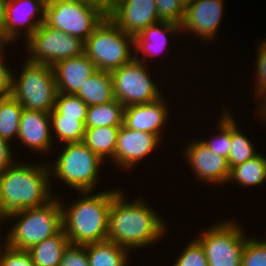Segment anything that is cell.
<instances>
[{
  "label": "cell",
  "mask_w": 266,
  "mask_h": 266,
  "mask_svg": "<svg viewBox=\"0 0 266 266\" xmlns=\"http://www.w3.org/2000/svg\"><path fill=\"white\" fill-rule=\"evenodd\" d=\"M7 1L8 0H0V28H2L5 19Z\"/></svg>",
  "instance_id": "b9f144b4"
},
{
  "label": "cell",
  "mask_w": 266,
  "mask_h": 266,
  "mask_svg": "<svg viewBox=\"0 0 266 266\" xmlns=\"http://www.w3.org/2000/svg\"><path fill=\"white\" fill-rule=\"evenodd\" d=\"M101 7L106 13H108L116 4L117 0H83Z\"/></svg>",
  "instance_id": "ab89813d"
},
{
  "label": "cell",
  "mask_w": 266,
  "mask_h": 266,
  "mask_svg": "<svg viewBox=\"0 0 266 266\" xmlns=\"http://www.w3.org/2000/svg\"><path fill=\"white\" fill-rule=\"evenodd\" d=\"M169 109L162 96L150 103L134 104L124 109L123 125L129 129L162 137L161 129L168 120Z\"/></svg>",
  "instance_id": "e0dca14e"
},
{
  "label": "cell",
  "mask_w": 266,
  "mask_h": 266,
  "mask_svg": "<svg viewBox=\"0 0 266 266\" xmlns=\"http://www.w3.org/2000/svg\"><path fill=\"white\" fill-rule=\"evenodd\" d=\"M107 17L98 5L83 0H47L45 23L85 42Z\"/></svg>",
  "instance_id": "52a82bcc"
},
{
  "label": "cell",
  "mask_w": 266,
  "mask_h": 266,
  "mask_svg": "<svg viewBox=\"0 0 266 266\" xmlns=\"http://www.w3.org/2000/svg\"><path fill=\"white\" fill-rule=\"evenodd\" d=\"M2 52L3 49H0V97L11 95L13 74L12 70L3 62L4 54Z\"/></svg>",
  "instance_id": "74e56055"
},
{
  "label": "cell",
  "mask_w": 266,
  "mask_h": 266,
  "mask_svg": "<svg viewBox=\"0 0 266 266\" xmlns=\"http://www.w3.org/2000/svg\"><path fill=\"white\" fill-rule=\"evenodd\" d=\"M155 3L160 21L182 24L185 7L180 0H155Z\"/></svg>",
  "instance_id": "836d02e7"
},
{
  "label": "cell",
  "mask_w": 266,
  "mask_h": 266,
  "mask_svg": "<svg viewBox=\"0 0 266 266\" xmlns=\"http://www.w3.org/2000/svg\"><path fill=\"white\" fill-rule=\"evenodd\" d=\"M181 31V25L163 21L145 28L134 37V49L136 51L134 58L143 63L144 60L146 61L147 56L158 55L166 48V44H168V36L166 35L174 36ZM140 52L144 54L142 59L138 58Z\"/></svg>",
  "instance_id": "ffe728a7"
},
{
  "label": "cell",
  "mask_w": 266,
  "mask_h": 266,
  "mask_svg": "<svg viewBox=\"0 0 266 266\" xmlns=\"http://www.w3.org/2000/svg\"><path fill=\"white\" fill-rule=\"evenodd\" d=\"M208 227L196 239L203 247L209 266H241L247 241L242 228L233 220Z\"/></svg>",
  "instance_id": "9c48e42d"
},
{
  "label": "cell",
  "mask_w": 266,
  "mask_h": 266,
  "mask_svg": "<svg viewBox=\"0 0 266 266\" xmlns=\"http://www.w3.org/2000/svg\"><path fill=\"white\" fill-rule=\"evenodd\" d=\"M46 5L47 0H8L1 28L7 44L15 42L16 37H19L21 26L27 27L24 36L28 39L45 22ZM38 15L40 18L37 19Z\"/></svg>",
  "instance_id": "7c38bea8"
},
{
  "label": "cell",
  "mask_w": 266,
  "mask_h": 266,
  "mask_svg": "<svg viewBox=\"0 0 266 266\" xmlns=\"http://www.w3.org/2000/svg\"><path fill=\"white\" fill-rule=\"evenodd\" d=\"M25 62L19 78L12 74L11 95L23 108L50 113L58 93L53 66Z\"/></svg>",
  "instance_id": "5b68a950"
},
{
  "label": "cell",
  "mask_w": 266,
  "mask_h": 266,
  "mask_svg": "<svg viewBox=\"0 0 266 266\" xmlns=\"http://www.w3.org/2000/svg\"><path fill=\"white\" fill-rule=\"evenodd\" d=\"M59 266H90L86 245L69 244L62 255Z\"/></svg>",
  "instance_id": "8d00e7d4"
},
{
  "label": "cell",
  "mask_w": 266,
  "mask_h": 266,
  "mask_svg": "<svg viewBox=\"0 0 266 266\" xmlns=\"http://www.w3.org/2000/svg\"><path fill=\"white\" fill-rule=\"evenodd\" d=\"M57 92L75 94L98 69L85 54L64 59L53 65Z\"/></svg>",
  "instance_id": "d6986e66"
},
{
  "label": "cell",
  "mask_w": 266,
  "mask_h": 266,
  "mask_svg": "<svg viewBox=\"0 0 266 266\" xmlns=\"http://www.w3.org/2000/svg\"><path fill=\"white\" fill-rule=\"evenodd\" d=\"M104 162L82 141L66 143L58 155L50 174L78 192L91 191L99 178L100 164Z\"/></svg>",
  "instance_id": "ba28073f"
},
{
  "label": "cell",
  "mask_w": 266,
  "mask_h": 266,
  "mask_svg": "<svg viewBox=\"0 0 266 266\" xmlns=\"http://www.w3.org/2000/svg\"><path fill=\"white\" fill-rule=\"evenodd\" d=\"M160 140L155 134L129 129L122 125L119 128L112 161L126 171L154 151Z\"/></svg>",
  "instance_id": "5bb4252c"
},
{
  "label": "cell",
  "mask_w": 266,
  "mask_h": 266,
  "mask_svg": "<svg viewBox=\"0 0 266 266\" xmlns=\"http://www.w3.org/2000/svg\"><path fill=\"white\" fill-rule=\"evenodd\" d=\"M9 142L0 137V175L13 164V155Z\"/></svg>",
  "instance_id": "f35d334b"
},
{
  "label": "cell",
  "mask_w": 266,
  "mask_h": 266,
  "mask_svg": "<svg viewBox=\"0 0 266 266\" xmlns=\"http://www.w3.org/2000/svg\"><path fill=\"white\" fill-rule=\"evenodd\" d=\"M257 58V81L255 80L254 93L258 99H261L266 96V40L261 42Z\"/></svg>",
  "instance_id": "d590c367"
},
{
  "label": "cell",
  "mask_w": 266,
  "mask_h": 266,
  "mask_svg": "<svg viewBox=\"0 0 266 266\" xmlns=\"http://www.w3.org/2000/svg\"><path fill=\"white\" fill-rule=\"evenodd\" d=\"M131 45L133 48L134 37L106 17L84 42V53L98 70L112 72L134 58Z\"/></svg>",
  "instance_id": "8992f818"
},
{
  "label": "cell",
  "mask_w": 266,
  "mask_h": 266,
  "mask_svg": "<svg viewBox=\"0 0 266 266\" xmlns=\"http://www.w3.org/2000/svg\"><path fill=\"white\" fill-rule=\"evenodd\" d=\"M119 128L109 126L85 128L82 142L103 161L105 158L113 160Z\"/></svg>",
  "instance_id": "cb8c5ba5"
},
{
  "label": "cell",
  "mask_w": 266,
  "mask_h": 266,
  "mask_svg": "<svg viewBox=\"0 0 266 266\" xmlns=\"http://www.w3.org/2000/svg\"><path fill=\"white\" fill-rule=\"evenodd\" d=\"M88 106L115 100L111 72L97 70L75 93Z\"/></svg>",
  "instance_id": "44dd1931"
},
{
  "label": "cell",
  "mask_w": 266,
  "mask_h": 266,
  "mask_svg": "<svg viewBox=\"0 0 266 266\" xmlns=\"http://www.w3.org/2000/svg\"><path fill=\"white\" fill-rule=\"evenodd\" d=\"M50 120L53 130L51 132L55 133L56 139L63 142V145L83 140L85 125L77 118H50Z\"/></svg>",
  "instance_id": "f546056e"
},
{
  "label": "cell",
  "mask_w": 266,
  "mask_h": 266,
  "mask_svg": "<svg viewBox=\"0 0 266 266\" xmlns=\"http://www.w3.org/2000/svg\"><path fill=\"white\" fill-rule=\"evenodd\" d=\"M259 102H260L259 103L260 106H259V109H258V113L257 114L260 113L259 116L262 117V120L264 119L263 120L264 122H266V96L264 98H262V100H259Z\"/></svg>",
  "instance_id": "60d3db41"
},
{
  "label": "cell",
  "mask_w": 266,
  "mask_h": 266,
  "mask_svg": "<svg viewBox=\"0 0 266 266\" xmlns=\"http://www.w3.org/2000/svg\"><path fill=\"white\" fill-rule=\"evenodd\" d=\"M9 217L18 221L7 232L6 245L18 250H29L62 230L60 199L55 197L42 206L12 212L5 219Z\"/></svg>",
  "instance_id": "277c9868"
},
{
  "label": "cell",
  "mask_w": 266,
  "mask_h": 266,
  "mask_svg": "<svg viewBox=\"0 0 266 266\" xmlns=\"http://www.w3.org/2000/svg\"><path fill=\"white\" fill-rule=\"evenodd\" d=\"M7 41H0V49H4Z\"/></svg>",
  "instance_id": "f6af8a7d"
},
{
  "label": "cell",
  "mask_w": 266,
  "mask_h": 266,
  "mask_svg": "<svg viewBox=\"0 0 266 266\" xmlns=\"http://www.w3.org/2000/svg\"><path fill=\"white\" fill-rule=\"evenodd\" d=\"M86 251L90 266H128L129 251L113 241L87 244Z\"/></svg>",
  "instance_id": "7402d4cb"
},
{
  "label": "cell",
  "mask_w": 266,
  "mask_h": 266,
  "mask_svg": "<svg viewBox=\"0 0 266 266\" xmlns=\"http://www.w3.org/2000/svg\"><path fill=\"white\" fill-rule=\"evenodd\" d=\"M223 2V0H195L185 8L181 30L192 32L203 41L205 39L211 41L220 27Z\"/></svg>",
  "instance_id": "2e32d148"
},
{
  "label": "cell",
  "mask_w": 266,
  "mask_h": 266,
  "mask_svg": "<svg viewBox=\"0 0 266 266\" xmlns=\"http://www.w3.org/2000/svg\"><path fill=\"white\" fill-rule=\"evenodd\" d=\"M125 106L117 99L105 103L88 106L85 128L120 127L123 125Z\"/></svg>",
  "instance_id": "d4e9b609"
},
{
  "label": "cell",
  "mask_w": 266,
  "mask_h": 266,
  "mask_svg": "<svg viewBox=\"0 0 266 266\" xmlns=\"http://www.w3.org/2000/svg\"><path fill=\"white\" fill-rule=\"evenodd\" d=\"M237 126L231 117V149L227 160L229 168L242 164L258 154L251 141L239 131Z\"/></svg>",
  "instance_id": "f1b7e54d"
},
{
  "label": "cell",
  "mask_w": 266,
  "mask_h": 266,
  "mask_svg": "<svg viewBox=\"0 0 266 266\" xmlns=\"http://www.w3.org/2000/svg\"><path fill=\"white\" fill-rule=\"evenodd\" d=\"M69 244L65 232L61 230L57 235L33 245L28 251L35 266H59Z\"/></svg>",
  "instance_id": "603a6c76"
},
{
  "label": "cell",
  "mask_w": 266,
  "mask_h": 266,
  "mask_svg": "<svg viewBox=\"0 0 266 266\" xmlns=\"http://www.w3.org/2000/svg\"><path fill=\"white\" fill-rule=\"evenodd\" d=\"M119 191L108 190L96 194L79 192L84 196L68 207L60 201L62 230L70 244L87 245L107 240L109 209Z\"/></svg>",
  "instance_id": "3957f363"
},
{
  "label": "cell",
  "mask_w": 266,
  "mask_h": 266,
  "mask_svg": "<svg viewBox=\"0 0 266 266\" xmlns=\"http://www.w3.org/2000/svg\"><path fill=\"white\" fill-rule=\"evenodd\" d=\"M3 220H6L5 219V216H2V215H0V222H2ZM1 236V235H0ZM0 239H1V237H0ZM0 242H2V241H0ZM2 243H0V255L2 254V251H3V249L5 248L4 246L2 247V245H1ZM3 248V249H2Z\"/></svg>",
  "instance_id": "ee69618b"
},
{
  "label": "cell",
  "mask_w": 266,
  "mask_h": 266,
  "mask_svg": "<svg viewBox=\"0 0 266 266\" xmlns=\"http://www.w3.org/2000/svg\"><path fill=\"white\" fill-rule=\"evenodd\" d=\"M88 105L75 94L58 92L54 109L49 113L50 118H77L84 125Z\"/></svg>",
  "instance_id": "83f0119b"
},
{
  "label": "cell",
  "mask_w": 266,
  "mask_h": 266,
  "mask_svg": "<svg viewBox=\"0 0 266 266\" xmlns=\"http://www.w3.org/2000/svg\"><path fill=\"white\" fill-rule=\"evenodd\" d=\"M188 243L173 266H209L202 245L196 239Z\"/></svg>",
  "instance_id": "d6a6232c"
},
{
  "label": "cell",
  "mask_w": 266,
  "mask_h": 266,
  "mask_svg": "<svg viewBox=\"0 0 266 266\" xmlns=\"http://www.w3.org/2000/svg\"><path fill=\"white\" fill-rule=\"evenodd\" d=\"M23 106L12 96L0 97V137L11 143L17 138Z\"/></svg>",
  "instance_id": "4316f807"
},
{
  "label": "cell",
  "mask_w": 266,
  "mask_h": 266,
  "mask_svg": "<svg viewBox=\"0 0 266 266\" xmlns=\"http://www.w3.org/2000/svg\"><path fill=\"white\" fill-rule=\"evenodd\" d=\"M185 148V161L191 165L198 180L207 184H223L228 181L230 168L225 157L213 152L200 140Z\"/></svg>",
  "instance_id": "9a60e30c"
},
{
  "label": "cell",
  "mask_w": 266,
  "mask_h": 266,
  "mask_svg": "<svg viewBox=\"0 0 266 266\" xmlns=\"http://www.w3.org/2000/svg\"><path fill=\"white\" fill-rule=\"evenodd\" d=\"M146 68L144 63L133 58L111 72L114 97L125 107L150 103L162 96Z\"/></svg>",
  "instance_id": "8fae6325"
},
{
  "label": "cell",
  "mask_w": 266,
  "mask_h": 266,
  "mask_svg": "<svg viewBox=\"0 0 266 266\" xmlns=\"http://www.w3.org/2000/svg\"><path fill=\"white\" fill-rule=\"evenodd\" d=\"M0 255V266H35L28 250H18L6 245Z\"/></svg>",
  "instance_id": "e575fe53"
},
{
  "label": "cell",
  "mask_w": 266,
  "mask_h": 266,
  "mask_svg": "<svg viewBox=\"0 0 266 266\" xmlns=\"http://www.w3.org/2000/svg\"><path fill=\"white\" fill-rule=\"evenodd\" d=\"M266 180V158L257 154L242 164L230 168L227 182L235 181L243 187L263 185Z\"/></svg>",
  "instance_id": "484cf974"
},
{
  "label": "cell",
  "mask_w": 266,
  "mask_h": 266,
  "mask_svg": "<svg viewBox=\"0 0 266 266\" xmlns=\"http://www.w3.org/2000/svg\"><path fill=\"white\" fill-rule=\"evenodd\" d=\"M241 266H266V239L248 237L242 252Z\"/></svg>",
  "instance_id": "1f68e13d"
},
{
  "label": "cell",
  "mask_w": 266,
  "mask_h": 266,
  "mask_svg": "<svg viewBox=\"0 0 266 266\" xmlns=\"http://www.w3.org/2000/svg\"><path fill=\"white\" fill-rule=\"evenodd\" d=\"M219 119L217 134L209 140H201L208 149L216 152L217 154L225 157L228 160V156L231 149V115L228 113H223Z\"/></svg>",
  "instance_id": "4dcf8cb0"
},
{
  "label": "cell",
  "mask_w": 266,
  "mask_h": 266,
  "mask_svg": "<svg viewBox=\"0 0 266 266\" xmlns=\"http://www.w3.org/2000/svg\"><path fill=\"white\" fill-rule=\"evenodd\" d=\"M195 0H180L182 5L186 8L188 5L192 4Z\"/></svg>",
  "instance_id": "7bdbcfd3"
},
{
  "label": "cell",
  "mask_w": 266,
  "mask_h": 266,
  "mask_svg": "<svg viewBox=\"0 0 266 266\" xmlns=\"http://www.w3.org/2000/svg\"><path fill=\"white\" fill-rule=\"evenodd\" d=\"M107 17L133 37L145 28L161 22L155 0H117Z\"/></svg>",
  "instance_id": "4fadbf2b"
},
{
  "label": "cell",
  "mask_w": 266,
  "mask_h": 266,
  "mask_svg": "<svg viewBox=\"0 0 266 266\" xmlns=\"http://www.w3.org/2000/svg\"><path fill=\"white\" fill-rule=\"evenodd\" d=\"M26 45L30 54L25 60L49 66L84 53L83 41L52 28L45 22L26 39Z\"/></svg>",
  "instance_id": "30bf717a"
},
{
  "label": "cell",
  "mask_w": 266,
  "mask_h": 266,
  "mask_svg": "<svg viewBox=\"0 0 266 266\" xmlns=\"http://www.w3.org/2000/svg\"><path fill=\"white\" fill-rule=\"evenodd\" d=\"M48 165L13 163L0 175V215L39 207L54 198Z\"/></svg>",
  "instance_id": "7a4b0ae2"
},
{
  "label": "cell",
  "mask_w": 266,
  "mask_h": 266,
  "mask_svg": "<svg viewBox=\"0 0 266 266\" xmlns=\"http://www.w3.org/2000/svg\"><path fill=\"white\" fill-rule=\"evenodd\" d=\"M120 190L108 214L107 240L129 250L153 245L165 233V222L146 202L127 201Z\"/></svg>",
  "instance_id": "6da1fadb"
},
{
  "label": "cell",
  "mask_w": 266,
  "mask_h": 266,
  "mask_svg": "<svg viewBox=\"0 0 266 266\" xmlns=\"http://www.w3.org/2000/svg\"><path fill=\"white\" fill-rule=\"evenodd\" d=\"M51 120L49 113L23 109L17 138L35 152L52 149Z\"/></svg>",
  "instance_id": "ac0fdd59"
},
{
  "label": "cell",
  "mask_w": 266,
  "mask_h": 266,
  "mask_svg": "<svg viewBox=\"0 0 266 266\" xmlns=\"http://www.w3.org/2000/svg\"><path fill=\"white\" fill-rule=\"evenodd\" d=\"M0 41H6L3 36H2V33H1V28H0Z\"/></svg>",
  "instance_id": "bcb514c9"
}]
</instances>
